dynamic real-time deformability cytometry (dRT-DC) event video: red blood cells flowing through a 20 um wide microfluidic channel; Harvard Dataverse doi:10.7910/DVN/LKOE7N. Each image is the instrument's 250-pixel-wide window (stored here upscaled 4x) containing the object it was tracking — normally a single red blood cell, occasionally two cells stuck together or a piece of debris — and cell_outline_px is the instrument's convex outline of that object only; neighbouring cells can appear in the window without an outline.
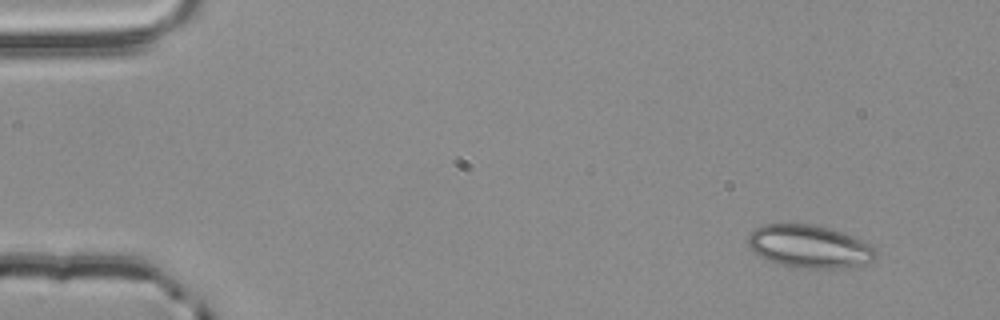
{"species": "common noctule bat (a hibernating species)", "species_latin": "Nyctalus noctula", "temperature_condition": "room temperature", "stored_images_in_passage": 4, "camera_frame_rate_fps": 3000, "um_per_image_px": 0.085, "animal": {"sex": "male", "body_mass_g": 20.4}, "frame": {"image": 1, "passage_image": 1, "time_ms": 0.0, "image_size_px": [1000, 320], "cell_outline_px": [[876, 256], [872, 260], [844, 268], [808, 268], [780, 264], [764, 260], [748, 244], [748, 232], [764, 224], [812, 224], [828, 228], [840, 232], [872, 244], [876, 248]], "centroid_in_image_um": [68.77, 20.94], "position_along_channel_um": 16.2, "area_um2": 31.56}}